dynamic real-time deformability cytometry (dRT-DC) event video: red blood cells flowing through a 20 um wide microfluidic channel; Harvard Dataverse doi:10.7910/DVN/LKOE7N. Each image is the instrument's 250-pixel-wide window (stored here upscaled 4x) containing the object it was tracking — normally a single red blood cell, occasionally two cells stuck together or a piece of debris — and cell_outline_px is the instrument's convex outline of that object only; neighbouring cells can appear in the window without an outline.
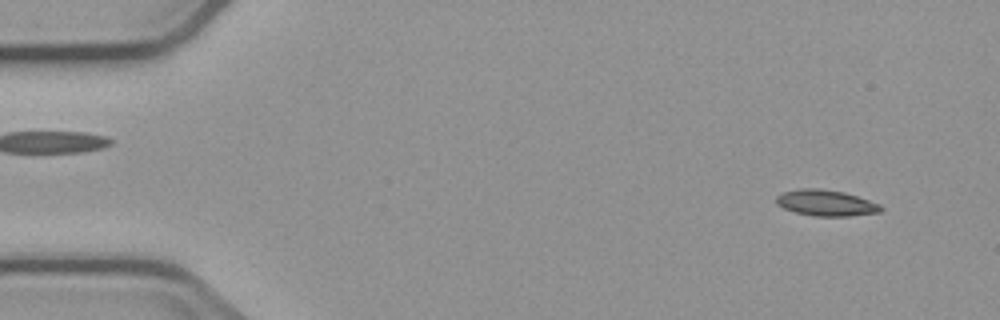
{"species": "common noctule bat (a hibernating species)", "species_latin": "Nyctalus noctula", "temperature_condition": "cold", "stored_images_in_passage": 5, "camera_frame_rate_fps": 3000, "um_per_image_px": 0.085, "animal": {"sex": "male", "body_mass_g": 23.1, "forearm_length_mm": 52.7}, "frame": {"image": 1, "passage_image": 1, "time_ms": 0.0, "image_size_px": [1000, 320], "cell_outline_px": [[884, 208], [880, 212], [848, 216], [812, 216], [796, 212], [784, 208], [776, 204], [776, 196], [784, 192], [800, 188], [820, 188], [844, 192], [880, 204]], "centroid_in_image_um": [70.2, 17.25], "position_along_channel_um": 14.8, "area_um2": 15.84}}
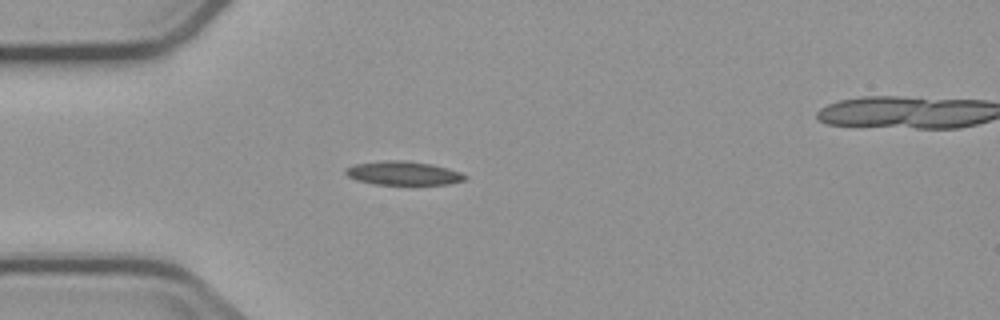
{"frame": {"image": 2, "passage_image": 4, "time_ms": 3.667, "image_size_px": [1000, 320], "cell_outline_px": [[468, 176], [464, 180], [448, 184], [376, 184], [356, 180], [348, 176], [344, 172], [344, 168], [352, 164], [380, 160], [404, 160], [432, 164], [448, 168], [460, 172]], "centroid_in_image_um": [34.23, 14.7], "position_along_channel_um": 50.8, "area_um2": 16.65}}